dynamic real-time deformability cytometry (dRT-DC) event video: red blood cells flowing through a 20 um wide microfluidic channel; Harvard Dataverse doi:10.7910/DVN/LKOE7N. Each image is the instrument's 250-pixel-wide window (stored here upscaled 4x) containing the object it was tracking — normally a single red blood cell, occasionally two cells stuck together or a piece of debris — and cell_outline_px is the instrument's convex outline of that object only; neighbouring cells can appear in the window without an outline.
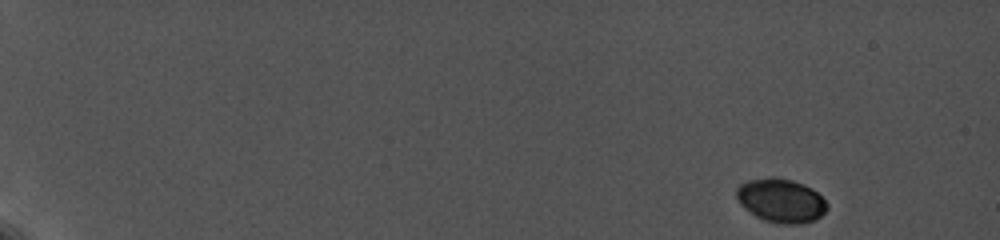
{"species": "common noctule bat (a hibernating species)", "species_latin": "Nyctalus noctula", "temperature_condition": "cold", "stored_images_in_passage": 34, "camera_frame_rate_fps": 5000, "um_per_image_px": 0.085, "animal": {"sex": "female", "body_mass_g": 19.0, "forearm_length_mm": 56.7}, "frame": {"image": 1, "passage_image": 1, "time_ms": 0.0, "image_size_px": [1000, 240], "cell_outline_px": [[828, 208], [816, 220], [796, 224], [784, 224], [764, 220], [756, 216], [744, 208], [740, 204], [736, 196], [736, 188], [740, 184], [748, 180], [772, 176], [792, 180], [804, 184], [812, 188], [828, 204]], "centroid_in_image_um": [66.37, 17.03], "position_along_channel_um": 18.6, "area_um2": 23.18}}
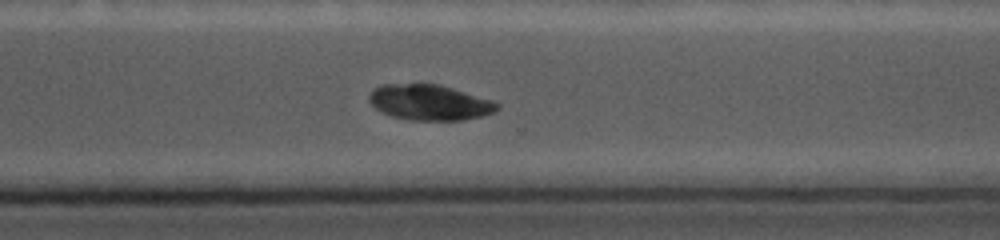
{"frame": {"image": 2, "passage_image": 32, "time_ms": 13.6, "image_size_px": [1000, 240], "cell_outline_px": [[500, 108], [496, 112], [484, 116], [464, 120], [408, 120], [392, 116], [380, 112], [368, 100], [368, 96], [372, 88], [380, 84], [440, 84], [492, 100], [500, 104]], "centroid_in_image_um": [36.52, 8.71], "position_along_channel_um": 334.1, "area_um2": 26.88}}
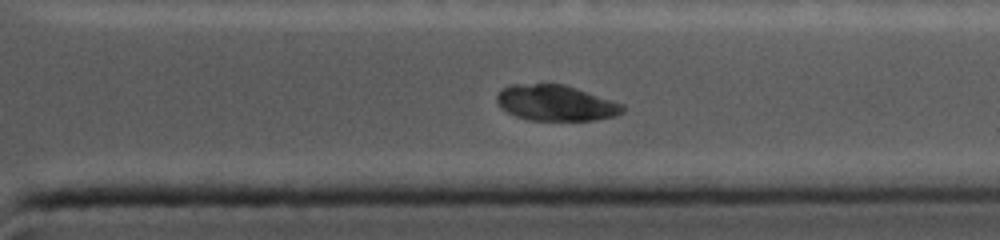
{"frame": {"image": 3, "passage_image": 34, "time_ms": 14.4, "image_size_px": [1000, 240], "cell_outline_px": [[624, 112], [616, 116], [592, 120], [528, 120], [516, 116], [500, 108], [496, 100], [496, 92], [500, 88], [508, 84], [564, 84], [624, 104]], "centroid_in_image_um": [47.19, 8.74], "position_along_channel_um": 364.2, "area_um2": 26.41}}